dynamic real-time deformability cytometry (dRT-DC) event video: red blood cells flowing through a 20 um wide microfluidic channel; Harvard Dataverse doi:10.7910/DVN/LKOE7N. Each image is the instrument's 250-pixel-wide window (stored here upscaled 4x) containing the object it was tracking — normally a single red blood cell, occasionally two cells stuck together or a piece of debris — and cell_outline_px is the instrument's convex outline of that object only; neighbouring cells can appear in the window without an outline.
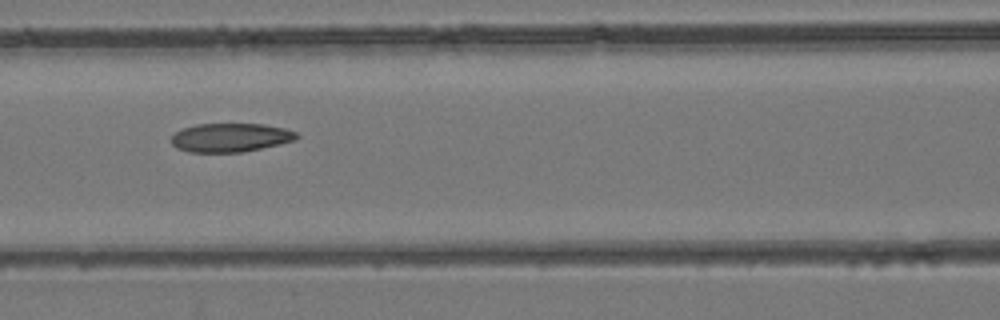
{"species": "common noctule bat (a hibernating species)", "species_latin": "Nyctalus noctula", "temperature_condition": "room temperature", "stored_images_in_passage": 3, "camera_frame_rate_fps": 3000, "um_per_image_px": 0.085, "animal": {"sex": "female", "body_mass_g": 24.6, "forearm_length_mm": 56.2}, "frame": {"image": 1, "passage_image": 3, "time_ms": 2.0, "image_size_px": [1000, 320], "cell_outline_px": [[300, 136], [296, 140], [280, 144], [244, 152], [188, 152], [176, 148], [172, 144], [172, 136], [176, 132], [184, 128], [196, 124], [264, 124], [284, 128], [296, 132]], "centroid_in_image_um": [19.61, 11.7], "position_along_channel_um": 147.0, "area_um2": 21.04}}